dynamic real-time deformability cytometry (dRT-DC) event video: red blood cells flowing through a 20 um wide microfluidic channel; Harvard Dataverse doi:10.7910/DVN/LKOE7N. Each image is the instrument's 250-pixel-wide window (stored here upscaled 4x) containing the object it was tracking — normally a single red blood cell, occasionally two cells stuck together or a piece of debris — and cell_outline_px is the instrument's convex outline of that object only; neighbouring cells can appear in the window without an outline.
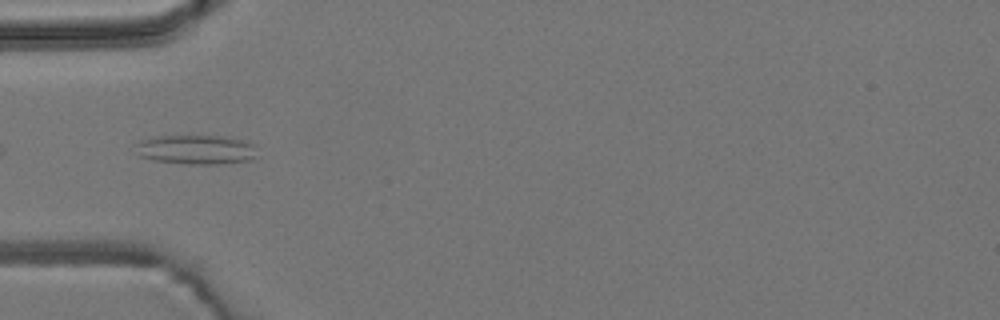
{"species": "common noctule bat (a hibernating species)", "species_latin": "Nyctalus noctula", "temperature_condition": "room temperature", "stored_images_in_passage": 8, "camera_frame_rate_fps": 3000, "um_per_image_px": 0.085, "animal": {"sex": "male", "body_mass_g": 19.2, "forearm_length_mm": 51.8}, "frame": {"image": 1, "passage_image": 4, "time_ms": 1.0, "image_size_px": [1000, 320], "cell_outline_px": [[256, 156], [252, 160], [220, 164], [184, 164], [156, 160], [140, 156], [136, 144], [140, 140], [156, 136], [220, 136], [248, 140], [252, 144]], "centroid_in_image_um": [16.7, 12.71], "position_along_channel_um": 68.3, "area_um2": 20.75}}
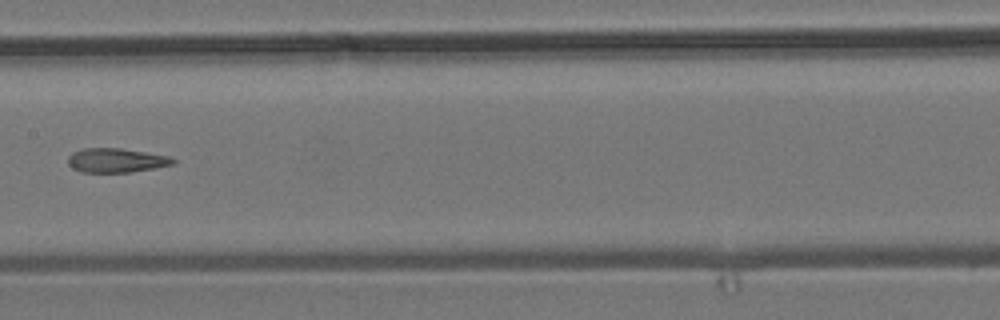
{"frame": {"image": 2, "passage_image": 7, "time_ms": 2.0, "image_size_px": [1000, 320], "cell_outline_px": [[176, 164], [132, 172], [80, 172], [72, 168], [68, 164], [68, 156], [72, 152], [80, 148], [120, 148], [172, 156], [176, 160]], "centroid_in_image_um": [9.89, 13.62], "position_along_channel_um": 197.5, "area_um2": 15.09}}
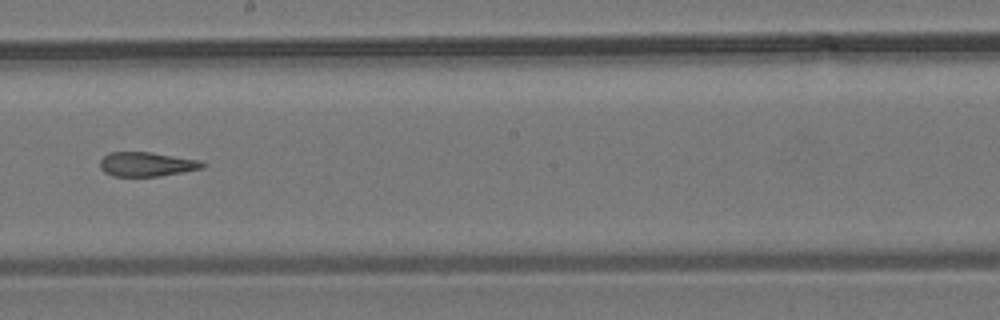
{"frame": {"image": 3, "passage_image": 8, "time_ms": 2.333, "image_size_px": [1000, 320], "cell_outline_px": [[208, 164], [204, 168], [160, 176], [112, 176], [104, 172], [100, 168], [100, 160], [108, 152], [152, 152], [200, 160]], "centroid_in_image_um": [12.49, 13.95], "position_along_channel_um": 235.7, "area_um2": 14.68}}